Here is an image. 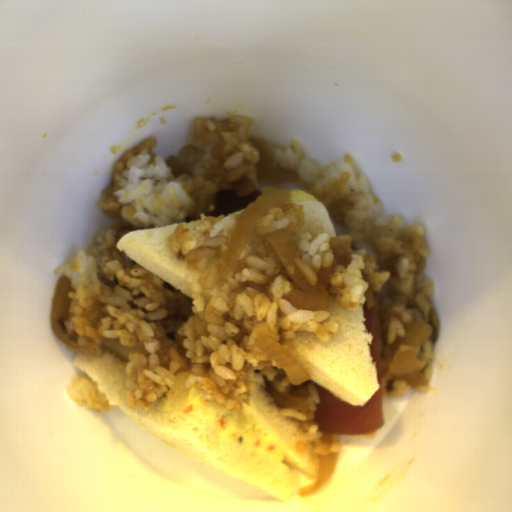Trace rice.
I'll return each mask as SVG.
<instances>
[{
    "label": "rice",
    "mask_w": 512,
    "mask_h": 512,
    "mask_svg": "<svg viewBox=\"0 0 512 512\" xmlns=\"http://www.w3.org/2000/svg\"><path fill=\"white\" fill-rule=\"evenodd\" d=\"M254 122L247 117L196 118L188 144L167 160L154 154L156 136L129 149L114 164L111 184L102 190L101 207L113 225L100 230L90 249L54 270L69 278L71 307L66 334L99 353L102 338L133 348L126 365L128 406L147 411L176 383L182 367L169 348L168 370L157 355L154 321L168 314L165 281L118 248L122 236L147 226L185 221L203 192H233L243 178L261 195L273 183L258 179L260 155L250 142Z\"/></svg>",
    "instance_id": "obj_1"
},
{
    "label": "rice",
    "mask_w": 512,
    "mask_h": 512,
    "mask_svg": "<svg viewBox=\"0 0 512 512\" xmlns=\"http://www.w3.org/2000/svg\"><path fill=\"white\" fill-rule=\"evenodd\" d=\"M245 209L208 215L194 227L181 223L167 239L173 253L199 273L202 289L190 301L194 314L178 332L191 360L184 388L196 384L205 401L228 412H241L247 392L256 388L246 380L249 372L262 371L282 394L291 382L287 371L256 345L257 338L279 342L293 338L294 331H308L325 342L339 329L325 309H297L282 298L293 283L269 256L263 238L278 230L288 236L290 220L278 205L260 217L230 272L221 274Z\"/></svg>",
    "instance_id": "obj_2"
},
{
    "label": "rice",
    "mask_w": 512,
    "mask_h": 512,
    "mask_svg": "<svg viewBox=\"0 0 512 512\" xmlns=\"http://www.w3.org/2000/svg\"><path fill=\"white\" fill-rule=\"evenodd\" d=\"M269 147L273 167L297 173L294 183L298 189L320 201L332 222L345 227L351 242L374 252L396 253L401 293L410 296L419 291L431 304L435 286L424 276L429 255L424 227H407L397 214L383 216L382 202L373 200L370 183L366 176L356 173L352 157L343 154L323 167L305 157L298 142L291 141L288 146L270 143Z\"/></svg>",
    "instance_id": "obj_3"
},
{
    "label": "rice",
    "mask_w": 512,
    "mask_h": 512,
    "mask_svg": "<svg viewBox=\"0 0 512 512\" xmlns=\"http://www.w3.org/2000/svg\"><path fill=\"white\" fill-rule=\"evenodd\" d=\"M391 271H379L372 254L364 248L352 251V261L348 267L337 266L330 278V293L334 301L342 307L356 310L365 305L369 289L378 292L388 281Z\"/></svg>",
    "instance_id": "obj_4"
},
{
    "label": "rice",
    "mask_w": 512,
    "mask_h": 512,
    "mask_svg": "<svg viewBox=\"0 0 512 512\" xmlns=\"http://www.w3.org/2000/svg\"><path fill=\"white\" fill-rule=\"evenodd\" d=\"M322 226L321 220L312 222L309 231L300 234V240L294 247L299 256L294 265L312 286H317L318 271L332 265L334 258L330 247L332 237L328 232H321Z\"/></svg>",
    "instance_id": "obj_5"
},
{
    "label": "rice",
    "mask_w": 512,
    "mask_h": 512,
    "mask_svg": "<svg viewBox=\"0 0 512 512\" xmlns=\"http://www.w3.org/2000/svg\"><path fill=\"white\" fill-rule=\"evenodd\" d=\"M308 391L309 395L307 399L304 400V402L307 403L310 407L308 415H303L292 407L281 410L279 415L284 417H293L302 422L303 428L306 430L305 439L307 441L313 442V450L315 453L324 456L331 455L332 453H338V455H340L342 451L340 435L323 433L319 431V424L313 422L315 419L317 404L321 403L315 384H309Z\"/></svg>",
    "instance_id": "obj_6"
},
{
    "label": "rice",
    "mask_w": 512,
    "mask_h": 512,
    "mask_svg": "<svg viewBox=\"0 0 512 512\" xmlns=\"http://www.w3.org/2000/svg\"><path fill=\"white\" fill-rule=\"evenodd\" d=\"M67 394L75 402L89 409L108 412L113 409L104 394L98 389V383H92L88 378L81 377L69 383Z\"/></svg>",
    "instance_id": "obj_7"
},
{
    "label": "rice",
    "mask_w": 512,
    "mask_h": 512,
    "mask_svg": "<svg viewBox=\"0 0 512 512\" xmlns=\"http://www.w3.org/2000/svg\"><path fill=\"white\" fill-rule=\"evenodd\" d=\"M391 312L396 314L399 318L393 320L388 327L387 339L390 345L394 344L397 337H406L405 326L406 324H410L413 320L411 314L405 310V306H395Z\"/></svg>",
    "instance_id": "obj_8"
},
{
    "label": "rice",
    "mask_w": 512,
    "mask_h": 512,
    "mask_svg": "<svg viewBox=\"0 0 512 512\" xmlns=\"http://www.w3.org/2000/svg\"><path fill=\"white\" fill-rule=\"evenodd\" d=\"M415 357L427 383L430 382L432 366L429 361L434 360V355L428 339L417 347Z\"/></svg>",
    "instance_id": "obj_9"
}]
</instances>
